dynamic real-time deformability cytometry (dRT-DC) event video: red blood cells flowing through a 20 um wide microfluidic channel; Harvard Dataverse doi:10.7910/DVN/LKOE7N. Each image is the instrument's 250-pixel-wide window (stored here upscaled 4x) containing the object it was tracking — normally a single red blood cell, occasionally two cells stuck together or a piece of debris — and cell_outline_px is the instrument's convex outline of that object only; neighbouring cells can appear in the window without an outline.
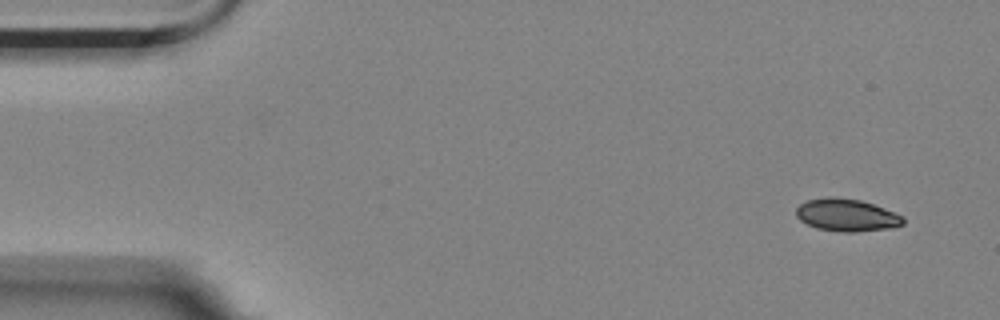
{"species": "Egyptian fruit bat (a non-hibernating species)", "species_latin": "Rousettus aegyptiacus", "temperature_condition": "room temperature", "stored_images_in_passage": 9, "camera_frame_rate_fps": 3000, "um_per_image_px": 0.085, "animal": {"sex": "female"}, "frame": {"image": 1, "passage_image": 1, "time_ms": 0.0, "image_size_px": [1000, 320], "cell_outline_px": [[904, 224], [892, 228], [856, 232], [840, 232], [816, 228], [800, 220], [796, 216], [796, 208], [800, 204], [808, 200], [832, 196], [860, 200], [872, 204], [904, 216]], "centroid_in_image_um": [71.97, 18.29], "position_along_channel_um": 13.0, "area_um2": 20.23}}